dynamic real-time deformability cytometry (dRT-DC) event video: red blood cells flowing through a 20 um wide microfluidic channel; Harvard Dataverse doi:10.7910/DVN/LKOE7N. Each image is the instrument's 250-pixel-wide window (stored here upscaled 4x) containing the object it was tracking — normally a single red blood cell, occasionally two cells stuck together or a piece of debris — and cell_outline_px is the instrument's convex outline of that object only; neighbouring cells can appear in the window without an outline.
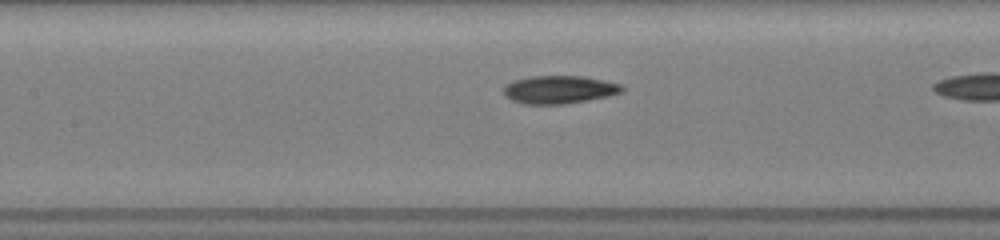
{"species": "common noctule bat (a hibernating species)", "species_latin": "Nyctalus noctula", "temperature_condition": "room temperature", "stored_images_in_passage": 11, "camera_frame_rate_fps": 3000, "um_per_image_px": 0.085, "animal": {"sex": "female", "body_mass_g": 19.5, "forearm_length_mm": 54.1}, "frame": {"image": 1, "passage_image": 9, "time_ms": 2.667, "image_size_px": [1000, 240], "cell_outline_px": [[624, 92], [608, 96], [588, 100], [560, 104], [524, 104], [512, 100], [504, 96], [504, 84], [512, 80], [528, 76], [584, 76], [604, 80], [620, 84], [624, 88]], "centroid_in_image_um": [47.51, 7.6], "position_along_channel_um": 159.9, "area_um2": 19.48}}